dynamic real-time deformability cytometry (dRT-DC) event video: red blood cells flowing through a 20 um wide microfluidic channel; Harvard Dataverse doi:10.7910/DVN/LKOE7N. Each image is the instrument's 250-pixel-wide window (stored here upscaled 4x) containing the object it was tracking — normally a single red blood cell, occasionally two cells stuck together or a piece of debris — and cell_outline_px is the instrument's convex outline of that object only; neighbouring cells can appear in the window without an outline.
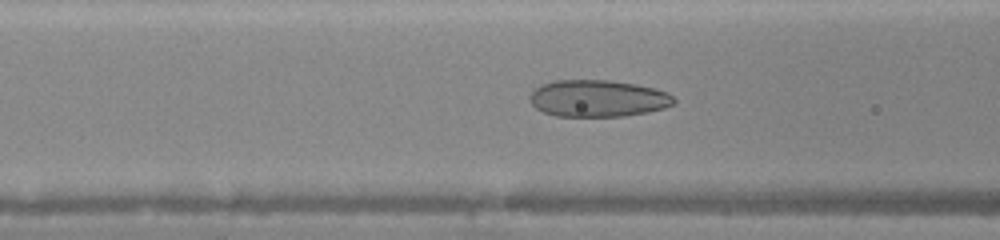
{"species": "human", "species_latin": "Homo sapiens", "temperature_condition": "warm", "stored_images_in_passage": 35, "camera_frame_rate_fps": 3000, "um_per_image_px": 0.085, "donor": {"sex": "female"}, "frame": {"image": 1, "passage_image": 8, "time_ms": 2.333, "image_size_px": [1000, 240], "cell_outline_px": [[676, 100], [672, 104], [664, 108], [648, 112], [624, 116], [556, 116], [544, 112], [536, 108], [528, 100], [532, 92], [536, 88], [544, 84], [556, 80], [608, 80], [636, 84], [668, 92]], "centroid_in_image_um": [50.82, 8.37], "position_along_channel_um": 115.8, "area_um2": 30.81}}
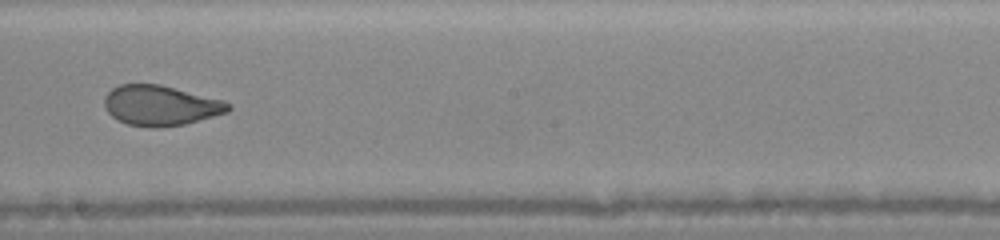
{"frame": {"image": 2, "passage_image": 16, "time_ms": 5.0, "image_size_px": [1000, 240], "cell_outline_px": [[232, 108], [228, 112], [184, 124], [156, 128], [148, 128], [128, 124], [112, 116], [108, 112], [104, 104], [104, 96], [112, 88], [120, 84], [160, 84], [224, 100], [232, 104]], "centroid_in_image_um": [13.66, 8.96], "position_along_channel_um": 234.5, "area_um2": 29.07}}
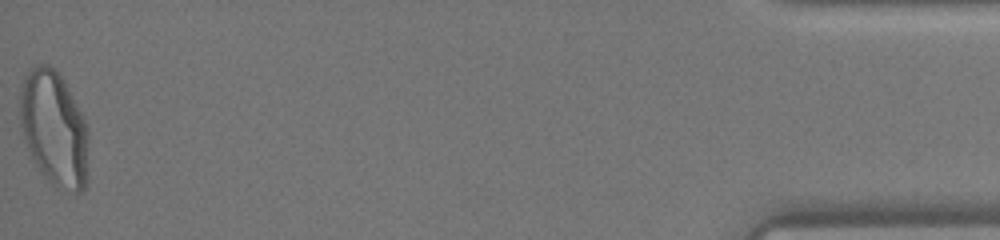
{"frame": {"image": 3, "passage_image": 35, "time_ms": 11.333, "image_size_px": [1000, 240], "cell_outline_px": [[88, 176], [84, 188], [80, 192], [76, 192], [56, 188], [40, 172], [24, 140], [20, 124], [20, 84], [28, 68], [36, 64], [48, 64], [56, 68], [60, 72], [88, 128]], "centroid_in_image_um": [4.59, 10.9], "position_along_channel_um": 430.6, "area_um2": 46.59}}